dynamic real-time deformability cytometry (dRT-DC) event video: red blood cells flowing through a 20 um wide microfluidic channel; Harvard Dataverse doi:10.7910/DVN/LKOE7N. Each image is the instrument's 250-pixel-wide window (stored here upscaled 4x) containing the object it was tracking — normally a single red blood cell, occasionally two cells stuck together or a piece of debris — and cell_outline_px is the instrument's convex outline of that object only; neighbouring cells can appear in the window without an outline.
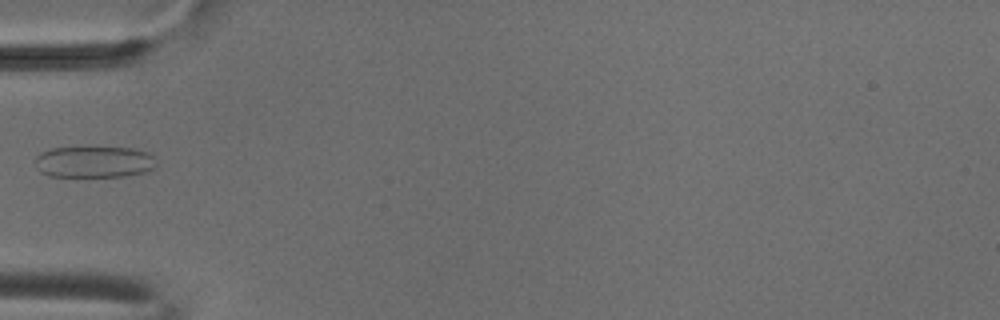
{"species": "common noctule bat (a hibernating species)", "species_latin": "Nyctalus noctula", "temperature_condition": "cold", "stored_images_in_passage": 2, "camera_frame_rate_fps": 3000, "um_per_image_px": 0.085, "animal": {"sex": "male", "body_mass_g": 18.8}, "frame": {"image": 1, "passage_image": 2, "time_ms": 0.333, "image_size_px": [1000, 320], "cell_outline_px": [[156, 168], [144, 172], [124, 176], [48, 176], [40, 172], [36, 168], [36, 156], [40, 152], [52, 148], [84, 144], [92, 144], [132, 148], [148, 152], [152, 156], [156, 164]], "centroid_in_image_um": [7.97, 13.69], "position_along_channel_um": 77.0, "area_um2": 23.35}}